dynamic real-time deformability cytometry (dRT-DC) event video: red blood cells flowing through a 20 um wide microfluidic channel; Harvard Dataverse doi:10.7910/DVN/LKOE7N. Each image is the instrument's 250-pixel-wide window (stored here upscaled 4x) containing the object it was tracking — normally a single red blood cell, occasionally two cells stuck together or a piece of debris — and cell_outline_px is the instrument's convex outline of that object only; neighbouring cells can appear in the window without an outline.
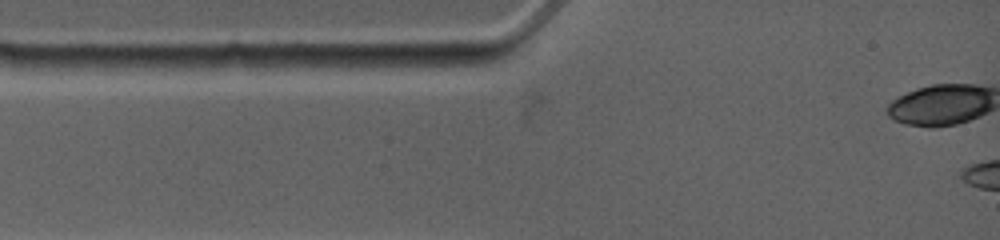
{"species": "common noctule bat (a hibernating species)", "species_latin": "Nyctalus noctula", "temperature_condition": "warm", "stored_images_in_passage": 2, "segment_of_instrument_passage": [1, 2], "camera_frame_rate_fps": 4500, "um_per_image_px": 0.085, "animal": {"sex": "female", "body_mass_g": 19.0, "forearm_length_mm": 53.3}, "frame": {"image": 1, "passage_image": 1, "time_ms": 0.0, "image_size_px": [1000, 240], "cell_outline_px": [[484, 64], [388, 72], [324, 64], [328, 56], [472, 52]], "centroid_in_image_um": [34.41, 5.21], "position_along_channel_um": 50.6, "area_um2": 15.66}}